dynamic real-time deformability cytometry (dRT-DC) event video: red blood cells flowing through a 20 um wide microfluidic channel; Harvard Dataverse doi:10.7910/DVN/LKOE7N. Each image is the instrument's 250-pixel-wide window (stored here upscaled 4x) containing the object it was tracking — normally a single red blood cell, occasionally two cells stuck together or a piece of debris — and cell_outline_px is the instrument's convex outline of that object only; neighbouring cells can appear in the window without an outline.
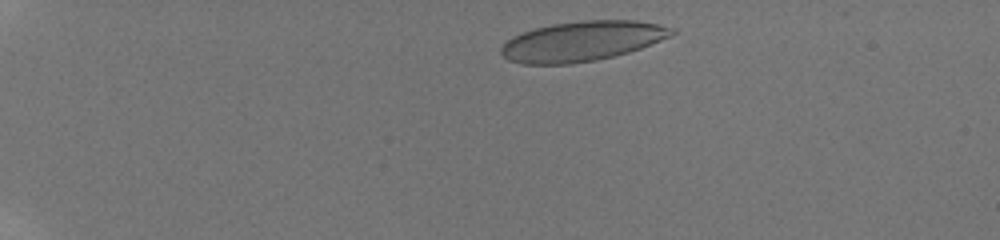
{"species": "human", "species_latin": "Homo sapiens", "temperature_condition": "room temperature", "stored_images_in_passage": 34, "camera_frame_rate_fps": 3000, "um_per_image_px": 0.085, "donor": {"sex": "male"}, "frame": {"image": 1, "passage_image": 3, "time_ms": 0.667, "image_size_px": [1000, 240], "cell_outline_px": [[676, 32], [672, 36], [640, 48], [628, 52], [596, 60], [568, 64], [524, 64], [508, 60], [500, 52], [500, 48], [512, 36], [536, 28], [552, 24], [580, 20], [636, 20], [676, 28]], "centroid_in_image_um": [49.49, 3.49], "position_along_channel_um": 35.5, "area_um2": 39.59}}
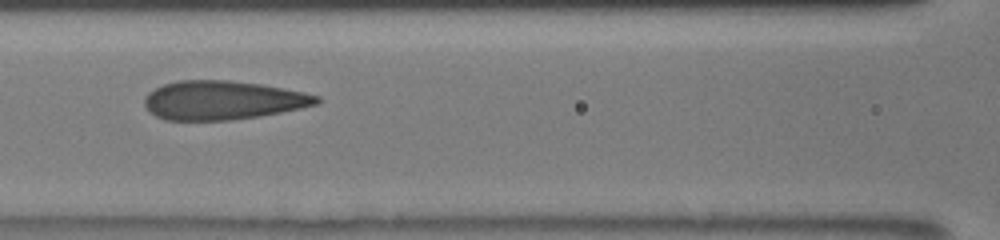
{"frame": {"image": 2, "passage_image": 14, "time_ms": 6.0, "image_size_px": [1000, 240], "cell_outline_px": [[320, 100], [316, 104], [300, 108], [260, 116], [232, 120], [164, 120], [148, 112], [144, 104], [144, 96], [148, 92], [164, 84], [176, 80], [228, 80], [260, 84], [304, 92], [320, 96]], "centroid_in_image_um": [18.88, 8.52], "position_along_channel_um": 147.7, "area_um2": 39.07}}
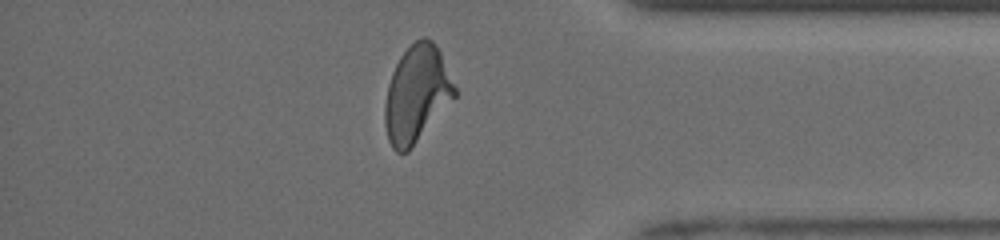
{"frame": {"image": 3, "passage_image": 29, "time_ms": 12.667, "image_size_px": [1000, 240], "cell_outline_px": [[456, 96], [408, 152], [396, 152], [392, 148], [388, 140], [384, 124], [384, 104], [388, 84], [392, 72], [400, 56], [420, 36], [424, 36], [432, 40], [436, 44], [440, 52], [456, 88]], "centroid_in_image_um": [35.4, 7.99], "position_along_channel_um": 399.8, "area_um2": 39.25}, "authors_computed_cell_mechanics": {"area_um2": 38.7549, "velocity_mm_per_s": 3.9553, "shape_relaxation_time_tau1_ms": 8.1602, "shape_relaxation_time_tau2_ms": null, "deformation_change_tau1": 0.2318, "deformation_change_tau2": null}}